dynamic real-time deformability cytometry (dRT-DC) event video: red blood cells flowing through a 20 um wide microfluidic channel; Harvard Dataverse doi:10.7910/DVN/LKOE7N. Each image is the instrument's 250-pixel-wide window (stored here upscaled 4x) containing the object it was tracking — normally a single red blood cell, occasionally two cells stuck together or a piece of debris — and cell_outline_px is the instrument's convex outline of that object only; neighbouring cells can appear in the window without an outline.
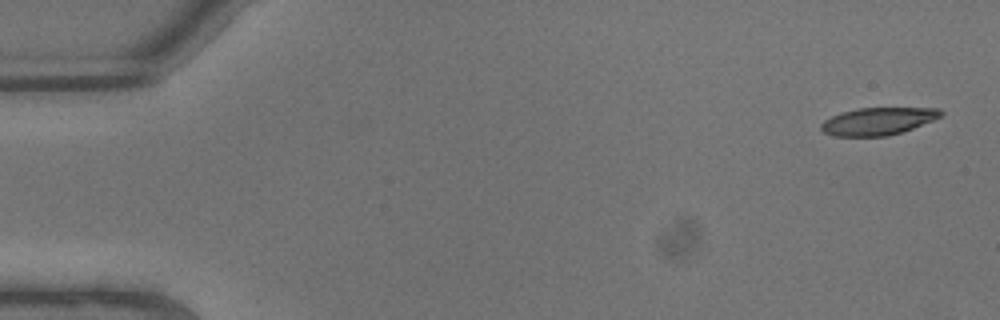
{"species": "common noctule bat (a hibernating species)", "species_latin": "Nyctalus noctula", "temperature_condition": "warm", "stored_images_in_passage": 9, "camera_frame_rate_fps": 3000, "um_per_image_px": 0.085, "animal": {"sex": "male", "body_mass_g": 13.3}, "frame": {"image": 1, "passage_image": 1, "time_ms": 0.0, "image_size_px": [1000, 320], "cell_outline_px": [[944, 112], [940, 116], [932, 120], [912, 128], [888, 136], [832, 136], [824, 132], [820, 128], [820, 124], [824, 120], [840, 112], [860, 108], [940, 108]], "centroid_in_image_um": [74.59, 10.3], "position_along_channel_um": 10.4, "area_um2": 19.02}}
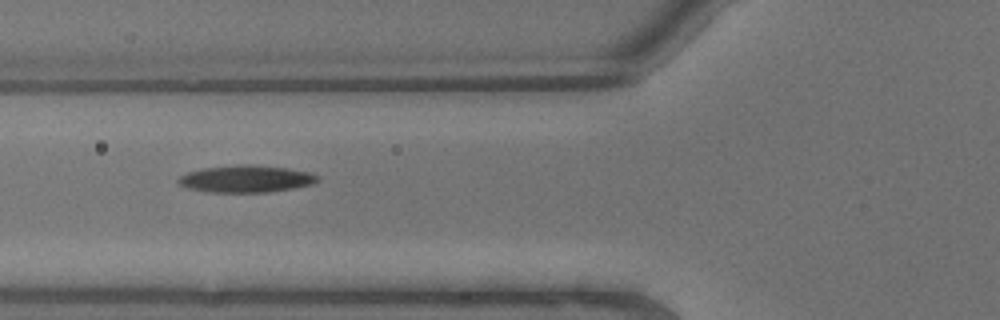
{"frame": {"image": 2, "passage_image": 8, "time_ms": 2.333, "image_size_px": [1000, 320], "cell_outline_px": [[320, 180], [312, 184], [292, 188], [268, 192], [208, 192], [188, 188], [180, 184], [176, 180], [180, 176], [188, 172], [204, 168], [240, 164], [248, 164], [288, 168], [308, 172], [316, 176]], "centroid_in_image_um": [20.89, 15.2], "position_along_channel_um": 104.9, "area_um2": 21.79}}
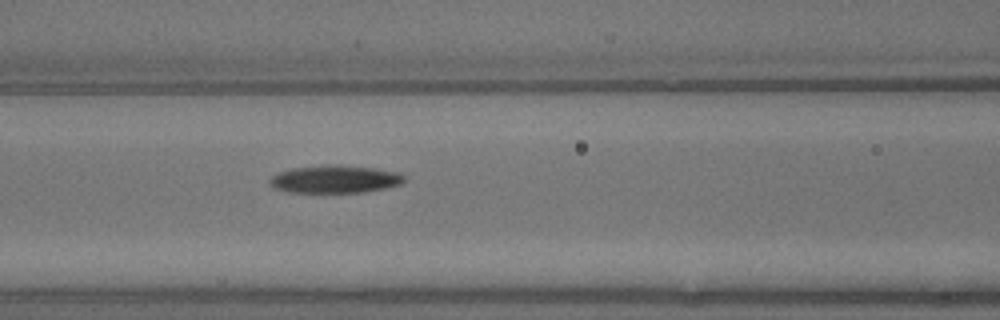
{"frame": {"image": 3, "passage_image": 9, "time_ms": 2.667, "image_size_px": [1000, 320], "cell_outline_px": [[404, 180], [400, 184], [384, 188], [364, 192], [288, 192], [276, 188], [272, 184], [272, 176], [280, 172], [292, 168], [340, 164], [372, 168], [396, 172], [404, 176]], "centroid_in_image_um": [28.5, 15.23], "position_along_channel_um": 138.1, "area_um2": 21.21}}